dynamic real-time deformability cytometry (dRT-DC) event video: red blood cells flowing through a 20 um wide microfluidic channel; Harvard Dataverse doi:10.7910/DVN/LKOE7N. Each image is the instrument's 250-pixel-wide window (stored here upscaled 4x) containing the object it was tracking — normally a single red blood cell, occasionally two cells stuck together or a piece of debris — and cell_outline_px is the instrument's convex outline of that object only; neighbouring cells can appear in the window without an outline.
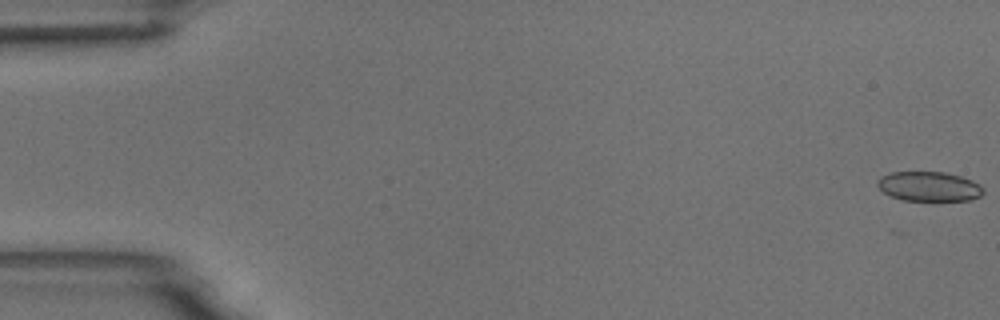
{"species": "common noctule bat (a hibernating species)", "species_latin": "Nyctalus noctula", "temperature_condition": "room temperature", "stored_images_in_passage": 10, "camera_frame_rate_fps": 3000, "um_per_image_px": 0.085, "animal": {"sex": "male", "body_mass_g": 18.8}, "frame": {"image": 1, "passage_image": 1, "time_ms": 0.0, "image_size_px": [1000, 320], "cell_outline_px": [[984, 192], [980, 196], [968, 200], [900, 200], [884, 192], [876, 184], [876, 180], [880, 176], [892, 172], [944, 172], [960, 176], [972, 180], [980, 184], [984, 188]], "centroid_in_image_um": [78.96, 15.84], "position_along_channel_um": 6.0, "area_um2": 18.26}}
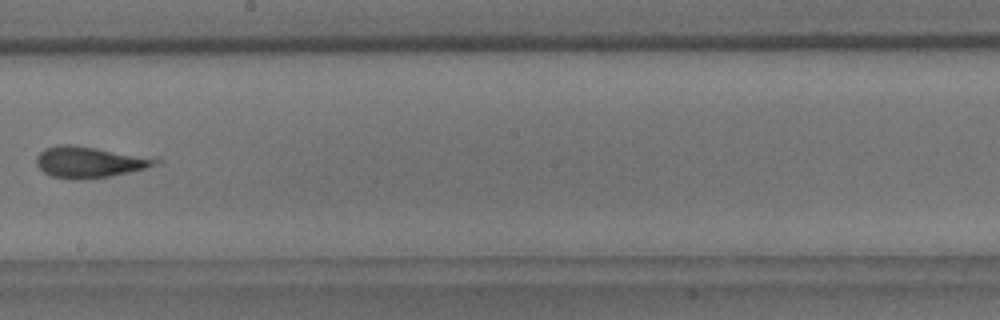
{"frame": {"image": 2, "passage_image": 9, "time_ms": 10.333, "image_size_px": [1000, 320], "cell_outline_px": [[164, 160], [160, 164], [128, 172], [108, 176], [84, 180], [72, 180], [52, 176], [44, 172], [36, 164], [36, 156], [44, 148], [60, 144], [72, 144], [156, 156]], "centroid_in_image_um": [7.68, 13.75], "position_along_channel_um": 240.5, "area_um2": 22.31}}
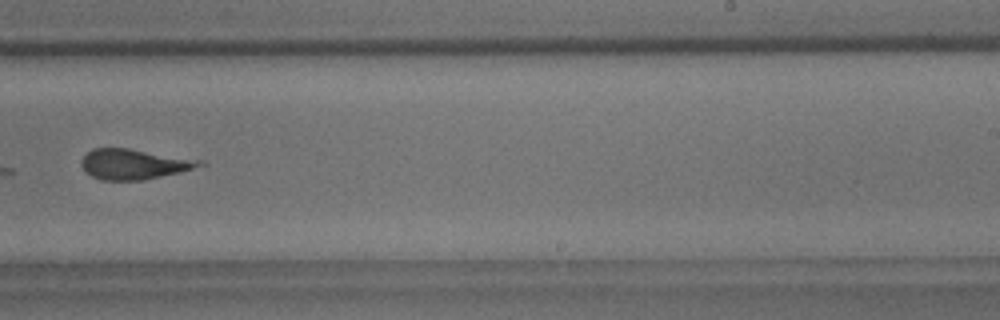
{"frame": {"image": 3, "passage_image": 10, "time_ms": 11.333, "image_size_px": [1000, 320], "cell_outline_px": [[208, 164], [180, 172], [144, 180], [100, 180], [84, 172], [80, 164], [80, 160], [92, 148], [128, 148], [204, 160]], "centroid_in_image_um": [11.39, 13.95], "position_along_channel_um": 277.6, "area_um2": 21.1}}